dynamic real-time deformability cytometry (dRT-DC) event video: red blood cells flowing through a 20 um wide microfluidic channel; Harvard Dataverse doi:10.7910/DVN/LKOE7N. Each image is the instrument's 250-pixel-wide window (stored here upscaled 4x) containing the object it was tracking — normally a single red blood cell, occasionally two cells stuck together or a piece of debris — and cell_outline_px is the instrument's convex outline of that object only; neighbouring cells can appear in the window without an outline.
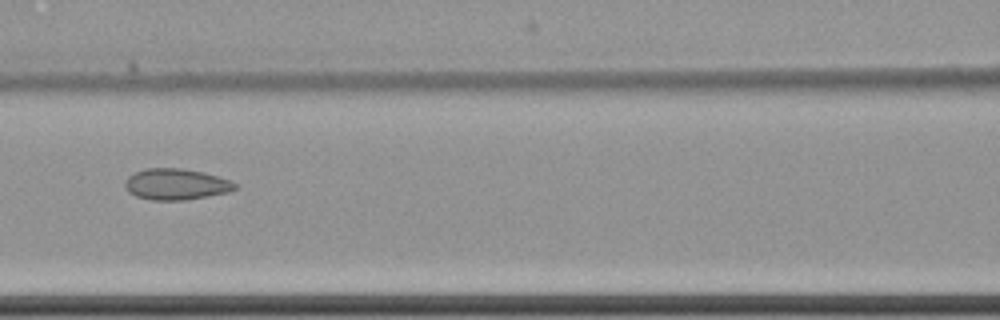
{"species": "common noctule bat (a hibernating species)", "species_latin": "Nyctalus noctula", "temperature_condition": "cold", "stored_images_in_passage": 8, "camera_frame_rate_fps": 3000, "um_per_image_px": 0.085, "animal": {"sex": "female", "body_mass_g": 22.7, "forearm_length_mm": 54.2}, "frame": {"image": 1, "passage_image": 7, "time_ms": 8.667, "image_size_px": [1000, 320], "cell_outline_px": [[240, 184], [236, 188], [228, 192], [208, 196], [184, 200], [152, 200], [136, 196], [128, 192], [124, 188], [124, 180], [128, 176], [144, 168], [180, 168], [204, 172]], "centroid_in_image_um": [14.93, 15.66], "position_along_channel_um": 151.7, "area_um2": 20.06}}
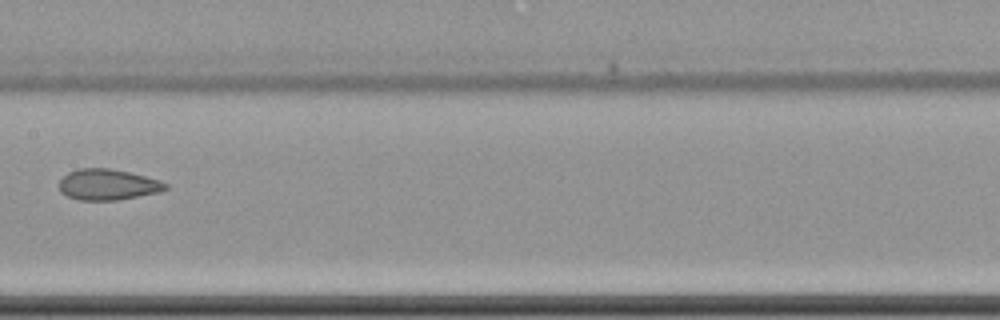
{"frame": {"image": 2, "passage_image": 8, "time_ms": 10.0, "image_size_px": [1000, 320], "cell_outline_px": [[168, 188], [160, 192], [120, 200], [80, 200], [68, 196], [60, 192], [60, 180], [68, 172], [80, 168], [108, 168], [128, 172], [160, 180], [168, 184]], "centroid_in_image_um": [9.18, 15.69], "position_along_channel_um": 198.2, "area_um2": 19.13}}